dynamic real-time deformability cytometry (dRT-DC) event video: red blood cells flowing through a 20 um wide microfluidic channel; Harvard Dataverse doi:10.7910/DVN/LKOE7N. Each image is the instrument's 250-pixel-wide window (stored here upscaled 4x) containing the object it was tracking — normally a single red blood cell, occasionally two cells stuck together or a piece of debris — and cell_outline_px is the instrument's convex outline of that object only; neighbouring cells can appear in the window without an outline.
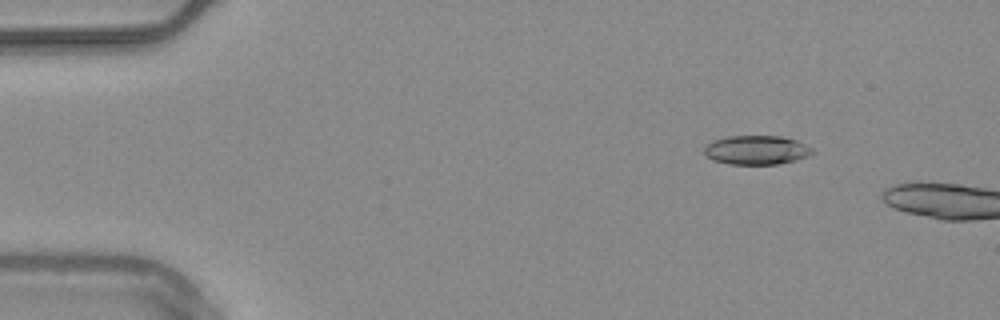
{"species": "common noctule bat (a hibernating species)", "species_latin": "Nyctalus noctula", "temperature_condition": "warm", "stored_images_in_passage": 10, "camera_frame_rate_fps": 3000, "um_per_image_px": 0.085, "animal": {"sex": "male", "body_mass_g": 20.4}, "frame": {"image": 1, "passage_image": 7, "time_ms": 2.0, "image_size_px": [1000, 320], "cell_outline_px": [[816, 152], [808, 156], [796, 160], [780, 164], [728, 164], [712, 160], [704, 152], [704, 148], [712, 140], [728, 136], [784, 136], [796, 140], [812, 148]], "centroid_in_image_um": [64.32, 12.75], "position_along_channel_um": 20.7, "area_um2": 18.44}}